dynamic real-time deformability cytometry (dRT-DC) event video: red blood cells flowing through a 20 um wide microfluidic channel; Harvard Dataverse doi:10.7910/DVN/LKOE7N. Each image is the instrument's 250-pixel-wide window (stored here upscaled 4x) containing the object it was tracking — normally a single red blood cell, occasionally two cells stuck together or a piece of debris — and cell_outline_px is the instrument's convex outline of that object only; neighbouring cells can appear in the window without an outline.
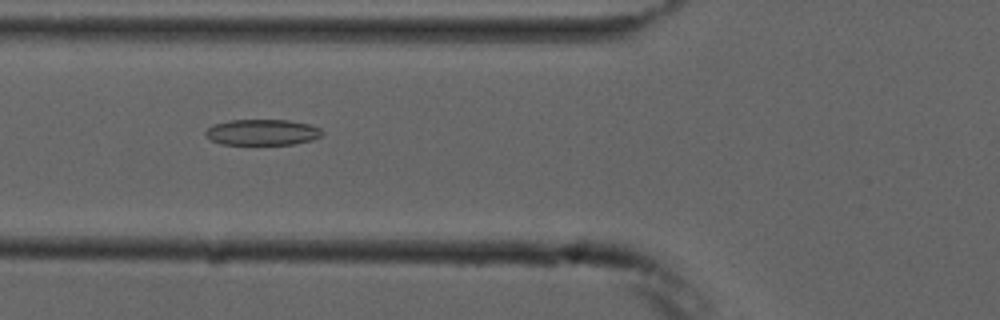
{"species": "common noctule bat (a hibernating species)", "species_latin": "Nyctalus noctula", "temperature_condition": "cold", "stored_images_in_passage": 7, "camera_frame_rate_fps": 3000, "um_per_image_px": 0.085, "animal": {"sex": "male", "forearm_length_mm": 52.5}, "frame": {"image": 1, "passage_image": 3, "time_ms": 2.333, "image_size_px": [1000, 320], "cell_outline_px": [[324, 132], [320, 136], [312, 140], [292, 144], [220, 144], [212, 140], [204, 132], [212, 124], [228, 120], [288, 120], [308, 124], [320, 128]], "centroid_in_image_um": [22.28, 11.23], "position_along_channel_um": 103.5, "area_um2": 17.51}}
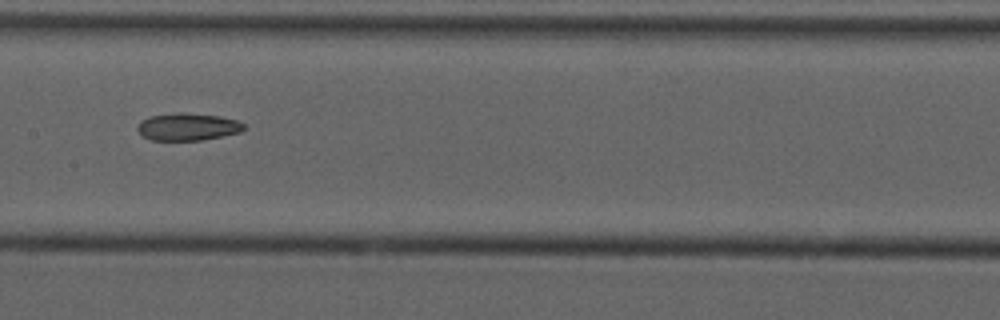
{"frame": {"image": 2, "passage_image": 5, "time_ms": 4.667, "image_size_px": [1000, 320], "cell_outline_px": [[244, 128], [240, 132], [200, 140], [152, 140], [144, 136], [136, 128], [140, 120], [148, 116], [180, 112], [220, 116], [236, 120], [244, 124]], "centroid_in_image_um": [15.92, 10.76], "position_along_channel_um": 191.5, "area_um2": 16.82}}
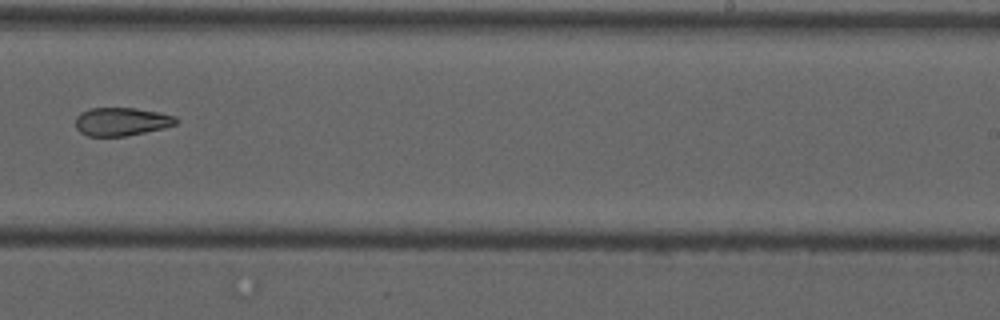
{"frame": {"image": 3, "passage_image": 7, "time_ms": 7.0, "image_size_px": [1000, 320], "cell_outline_px": [[180, 120], [176, 124], [164, 128], [128, 136], [88, 136], [80, 132], [76, 128], [76, 116], [80, 112], [92, 108], [136, 108], [176, 116]], "centroid_in_image_um": [10.34, 10.34], "position_along_channel_um": 278.7, "area_um2": 16.65}}